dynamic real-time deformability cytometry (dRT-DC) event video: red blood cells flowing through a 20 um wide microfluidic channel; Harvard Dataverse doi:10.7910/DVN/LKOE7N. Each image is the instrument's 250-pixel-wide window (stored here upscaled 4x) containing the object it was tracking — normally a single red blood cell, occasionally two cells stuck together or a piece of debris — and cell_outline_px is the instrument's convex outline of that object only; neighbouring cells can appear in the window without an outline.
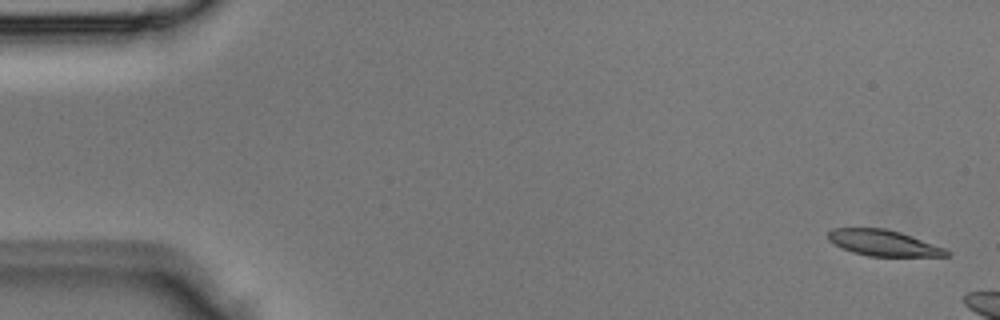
{"species": "Egyptian fruit bat (a non-hibernating species)", "species_latin": "Rousettus aegyptiacus", "temperature_condition": "room temperature", "stored_images_in_passage": 3, "camera_frame_rate_fps": 3000, "um_per_image_px": 0.085, "animal": {"sex": "male"}, "frame": {"image": 1, "passage_image": 1, "time_ms": 0.0, "image_size_px": [1000, 320], "cell_outline_px": [[952, 252], [948, 256], [868, 256], [852, 252], [828, 240], [828, 232], [832, 228], [884, 228], [900, 232], [944, 248]], "centroid_in_image_um": [75.09, 20.65], "position_along_channel_um": 9.9, "area_um2": 17.69}}